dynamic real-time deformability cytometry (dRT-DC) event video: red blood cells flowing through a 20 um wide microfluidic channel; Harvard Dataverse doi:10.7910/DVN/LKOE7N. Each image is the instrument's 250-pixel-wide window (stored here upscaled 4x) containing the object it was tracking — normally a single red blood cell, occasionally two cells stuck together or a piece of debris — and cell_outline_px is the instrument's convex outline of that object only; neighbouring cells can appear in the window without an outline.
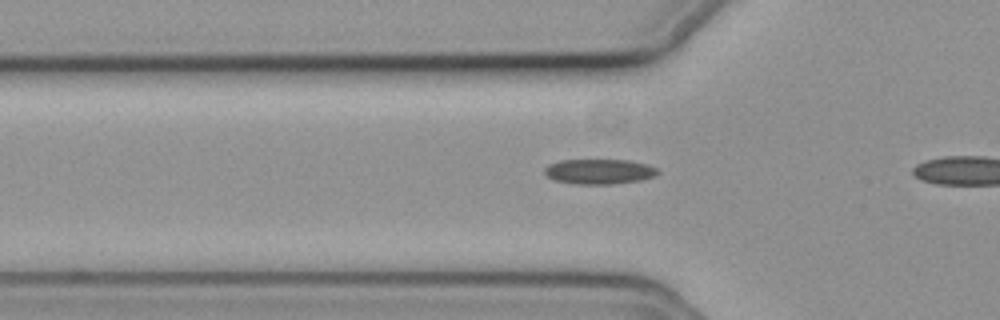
{"species": "common noctule bat (a hibernating species)", "species_latin": "Nyctalus noctula", "temperature_condition": "cold", "stored_images_in_passage": 29, "camera_frame_rate_fps": 3000, "um_per_image_px": 0.085, "animal": {"sex": "female", "body_mass_g": 19.3, "forearm_length_mm": 54.1}, "frame": {"image": 1, "passage_image": 13, "time_ms": 4.0, "image_size_px": [1000, 320], "cell_outline_px": [[660, 172], [656, 176], [640, 180], [612, 184], [572, 184], [556, 180], [548, 176], [544, 172], [544, 168], [548, 164], [560, 160], [628, 160], [644, 164], [656, 168]], "centroid_in_image_um": [50.92, 14.58], "position_along_channel_um": 74.9, "area_um2": 16.47}}
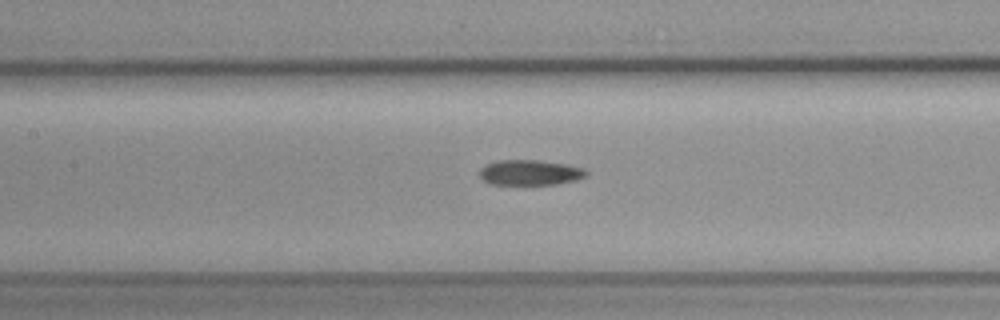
{"frame": {"image": 2, "passage_image": 20, "time_ms": 6.333, "image_size_px": [1000, 320], "cell_outline_px": [[588, 176], [576, 180], [556, 184], [488, 184], [480, 176], [480, 168], [496, 160], [540, 160], [568, 164], [584, 168], [588, 172]], "centroid_in_image_um": [45.09, 14.66], "position_along_channel_um": 162.3, "area_um2": 15.84}}
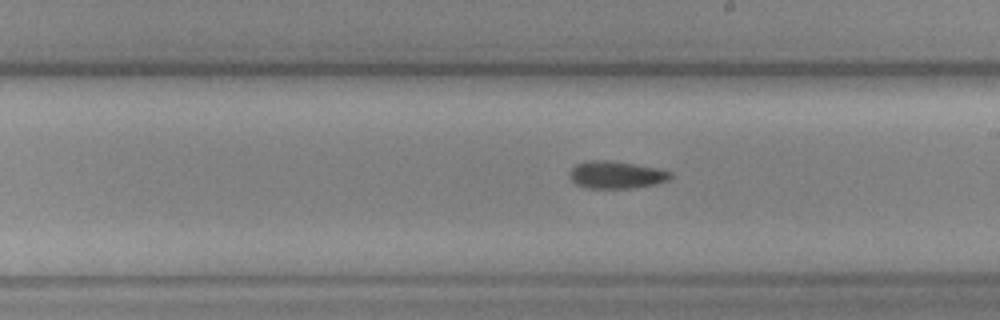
{"frame": {"image": 3, "passage_image": 26, "time_ms": 8.333, "image_size_px": [1000, 320], "cell_outline_px": [[672, 176], [668, 180], [656, 184], [628, 188], [584, 188], [576, 184], [572, 180], [568, 172], [576, 164], [588, 160], [612, 160], [656, 168], [672, 172]], "centroid_in_image_um": [52.35, 14.85], "position_along_channel_um": 236.7, "area_um2": 16.13}}